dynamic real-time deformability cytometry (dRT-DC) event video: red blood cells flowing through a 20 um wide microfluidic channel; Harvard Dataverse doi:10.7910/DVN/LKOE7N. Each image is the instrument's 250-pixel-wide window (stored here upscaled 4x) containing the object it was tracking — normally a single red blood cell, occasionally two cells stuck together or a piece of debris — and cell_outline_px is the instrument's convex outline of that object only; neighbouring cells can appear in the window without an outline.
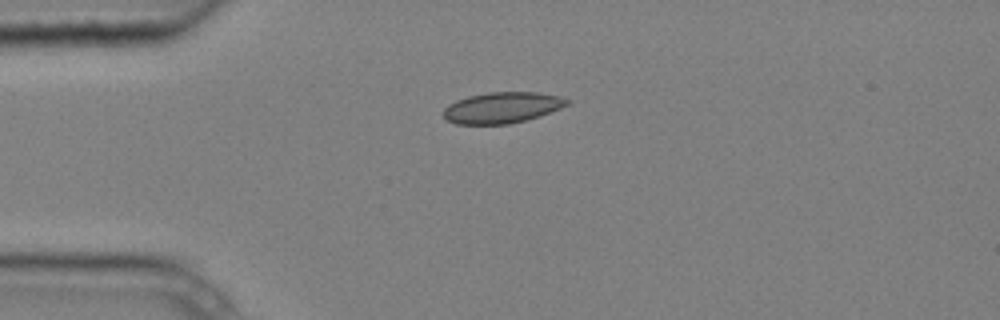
{"species": "common noctule bat (a hibernating species)", "species_latin": "Nyctalus noctula", "temperature_condition": "cold", "stored_images_in_passage": 10, "camera_frame_rate_fps": 3000, "um_per_image_px": 0.085, "animal": {"sex": "male", "body_mass_g": 20.4}, "frame": {"image": 1, "passage_image": 1, "time_ms": 0.0, "image_size_px": [1000, 320], "cell_outline_px": [[568, 104], [560, 108], [540, 116], [508, 124], [456, 124], [448, 120], [444, 116], [444, 108], [448, 104], [456, 100], [468, 96], [488, 92], [540, 92], [560, 96], [568, 100]], "centroid_in_image_um": [42.67, 9.14], "position_along_channel_um": 42.3, "area_um2": 22.25}}
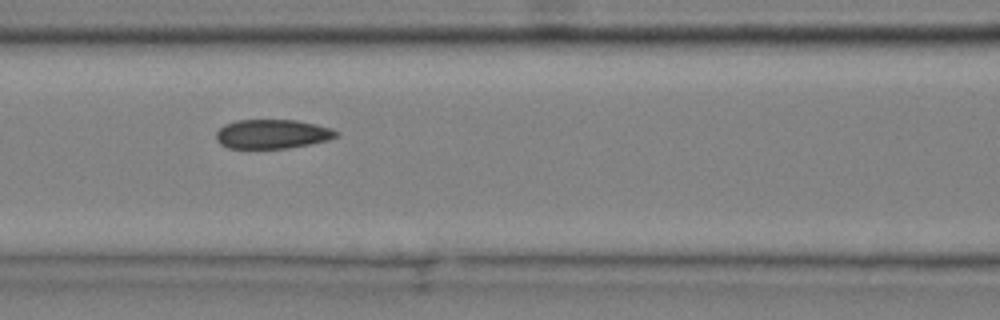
{"frame": {"image": 2, "passage_image": 4, "time_ms": 1.0, "image_size_px": [1000, 320], "cell_outline_px": [[340, 136], [328, 140], [288, 148], [228, 148], [220, 144], [216, 140], [216, 132], [224, 124], [236, 120], [296, 120], [316, 124], [332, 128], [340, 132]], "centroid_in_image_um": [23.16, 11.39], "position_along_channel_um": 143.4, "area_um2": 20.58}}